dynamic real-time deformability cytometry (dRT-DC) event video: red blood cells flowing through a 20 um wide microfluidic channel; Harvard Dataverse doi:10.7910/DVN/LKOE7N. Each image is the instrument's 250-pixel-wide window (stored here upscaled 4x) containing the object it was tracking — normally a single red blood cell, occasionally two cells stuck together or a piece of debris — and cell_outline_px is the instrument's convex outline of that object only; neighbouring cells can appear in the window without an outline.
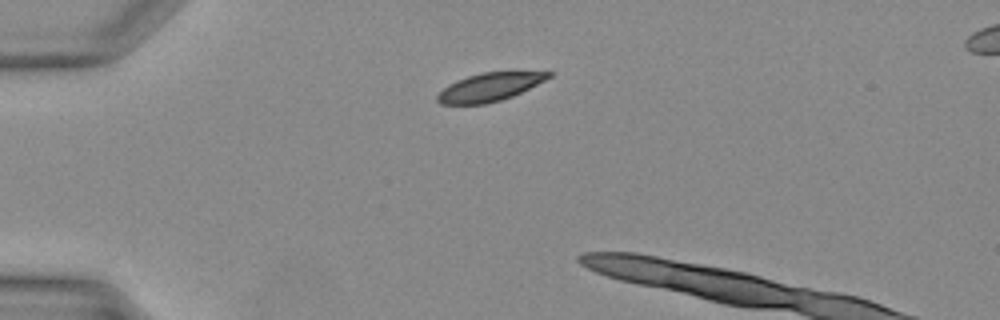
{"species": "Egyptian fruit bat (a non-hibernating species)", "species_latin": "Rousettus aegyptiacus", "temperature_condition": "warm", "stored_images_in_passage": 9, "camera_frame_rate_fps": 3000, "um_per_image_px": 0.085, "animal": {"sex": "female"}, "frame": {"image": 1, "passage_image": 1, "time_ms": 0.0, "image_size_px": [1000, 320], "cell_outline_px": [[552, 76], [512, 96], [500, 100], [484, 104], [440, 104], [436, 100], [436, 96], [448, 84], [456, 80], [480, 72], [552, 72]], "centroid_in_image_um": [41.55, 7.4], "position_along_channel_um": 43.4, "area_um2": 17.98}}
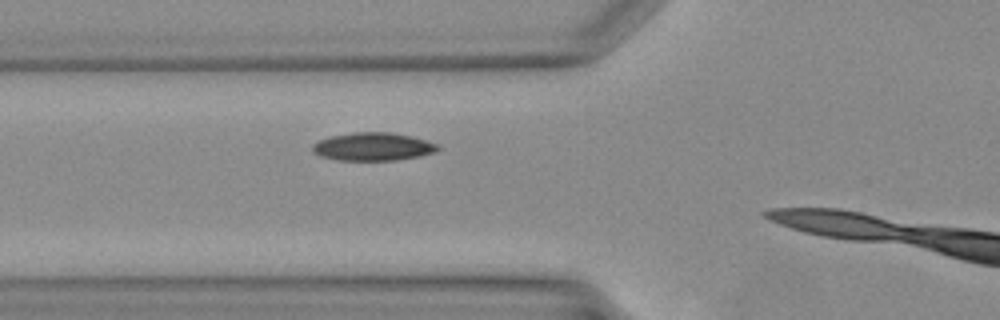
{"frame": {"image": 2, "passage_image": 6, "time_ms": 1.667, "image_size_px": [1000, 320], "cell_outline_px": [[440, 148], [436, 152], [396, 160], [340, 160], [320, 156], [312, 152], [312, 144], [328, 136], [352, 132], [392, 132], [412, 136], [440, 144]], "centroid_in_image_um": [31.7, 12.45], "position_along_channel_um": 94.1, "area_um2": 20.63}}